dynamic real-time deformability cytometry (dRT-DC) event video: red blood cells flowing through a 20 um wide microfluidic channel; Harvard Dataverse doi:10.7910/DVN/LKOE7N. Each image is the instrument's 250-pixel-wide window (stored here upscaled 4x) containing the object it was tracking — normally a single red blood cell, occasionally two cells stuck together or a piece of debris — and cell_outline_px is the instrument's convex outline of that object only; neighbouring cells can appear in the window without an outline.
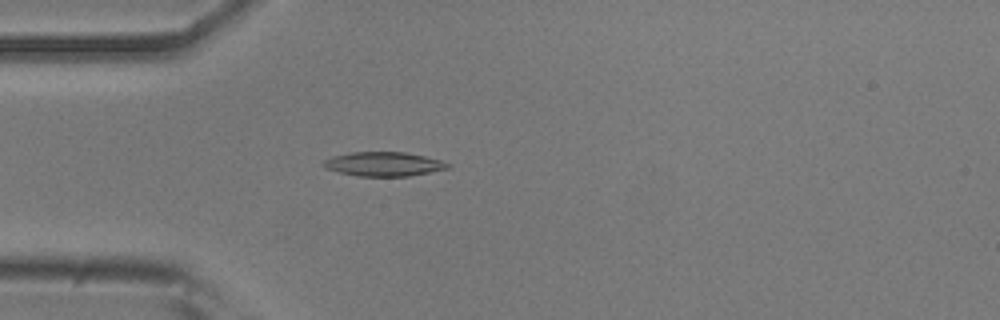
{"species": "common noctule bat (a hibernating species)", "species_latin": "Nyctalus noctula", "temperature_condition": "room temperature", "stored_images_in_passage": 48, "camera_frame_rate_fps": 3000, "um_per_image_px": 0.085, "animal": {"sex": "male", "body_mass_g": 20.5, "forearm_length_mm": 52.5}, "frame": {"image": 1, "passage_image": 10, "time_ms": 3.0, "image_size_px": [1000, 320], "cell_outline_px": [[452, 164], [448, 168], [408, 176], [356, 176], [324, 168], [320, 164], [324, 160], [332, 156], [352, 152], [404, 152], [424, 156], [440, 160]], "centroid_in_image_um": [32.57, 13.94], "position_along_channel_um": 52.4, "area_um2": 17.46}}
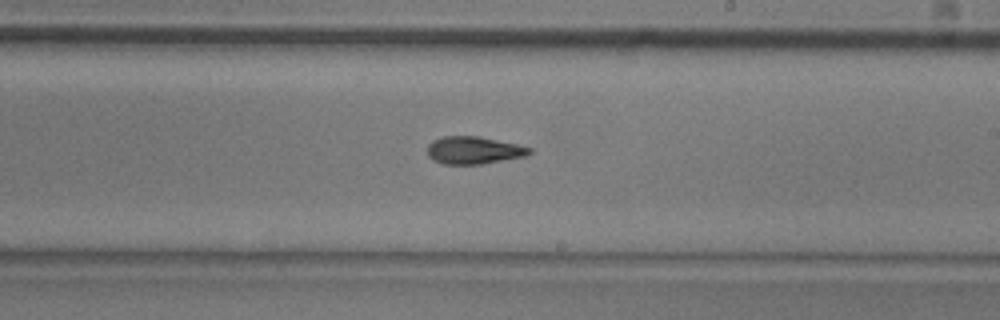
{"frame": {"image": 2, "passage_image": 26, "time_ms": 8.333, "image_size_px": [1000, 320], "cell_outline_px": [[532, 152], [524, 156], [480, 164], [444, 164], [432, 160], [428, 156], [428, 144], [432, 140], [444, 136], [480, 136], [516, 144], [532, 148]], "centroid_in_image_um": [40.23, 12.76], "position_along_channel_um": 248.8, "area_um2": 16.3}}
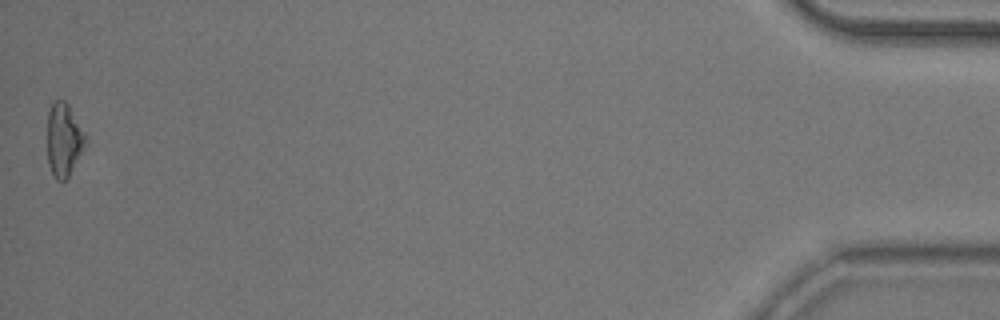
{"frame": {"image": 3, "passage_image": 48, "time_ms": 15.667, "image_size_px": [1000, 320], "cell_outline_px": [[84, 144], [68, 176], [64, 180], [56, 180], [48, 164], [48, 112], [52, 104], [56, 100], [64, 100], [68, 104], [84, 132]], "centroid_in_image_um": [5.38, 11.85], "position_along_channel_um": 429.8, "area_um2": 15.55}, "authors_computed_cell_mechanics": {"area_um2": 16.2996, "velocity_mm_per_s": 3.8041, "shape_relaxation_time_tau1_ms": 9.5455, "shape_relaxation_time_tau2_ms": 4.239, "deformation_change_tau1": 0.2176, "deformation_change_tau2": 0.1289}}